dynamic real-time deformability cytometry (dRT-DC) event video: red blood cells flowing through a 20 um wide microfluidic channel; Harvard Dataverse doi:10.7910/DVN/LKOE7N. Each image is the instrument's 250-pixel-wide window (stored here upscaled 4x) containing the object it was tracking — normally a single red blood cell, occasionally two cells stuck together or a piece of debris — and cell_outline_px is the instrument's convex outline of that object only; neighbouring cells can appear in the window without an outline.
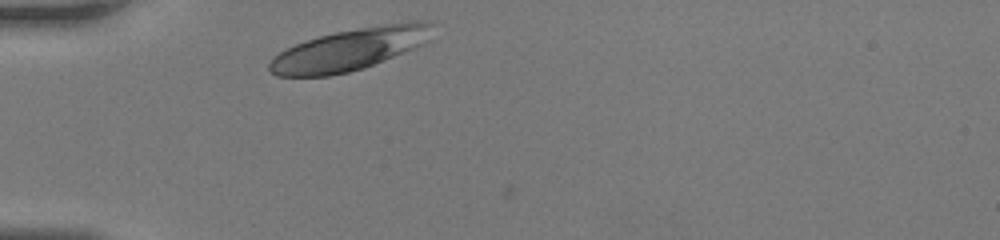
{"species": "human", "species_latin": "Homo sapiens", "temperature_condition": "room temperature", "stored_images_in_passage": 29, "camera_frame_rate_fps": 3000, "um_per_image_px": 0.085, "donor": {"sex": "female"}, "frame": {"image": 1, "passage_image": 1, "time_ms": 0.0, "image_size_px": [1000, 240], "cell_outline_px": [[432, 24], [424, 44], [364, 68], [348, 72], [328, 76], [276, 76], [268, 68], [268, 64], [280, 52], [296, 44], [320, 36], [336, 32], [384, 24], [416, 20], [428, 20]], "centroid_in_image_um": [29.72, 4.2], "position_along_channel_um": 55.3, "area_um2": 39.13}}
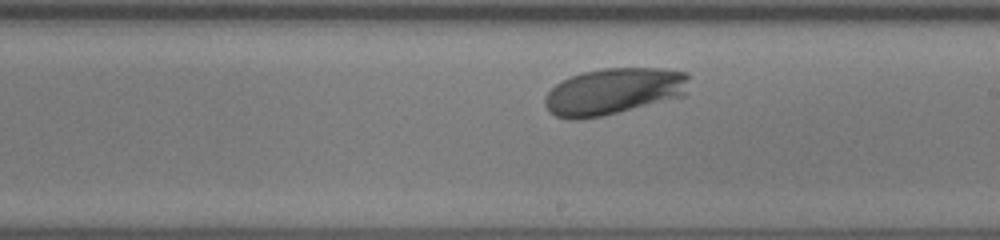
{"frame": {"image": 2, "passage_image": 17, "time_ms": 5.333, "image_size_px": [1000, 240], "cell_outline_px": [[688, 80], [684, 96], [604, 116], [580, 120], [568, 120], [556, 116], [548, 112], [544, 104], [544, 96], [556, 84], [572, 76], [584, 72], [604, 68], [660, 68], [688, 72]], "centroid_in_image_um": [52.14, 7.78], "position_along_channel_um": 236.9, "area_um2": 39.36}}
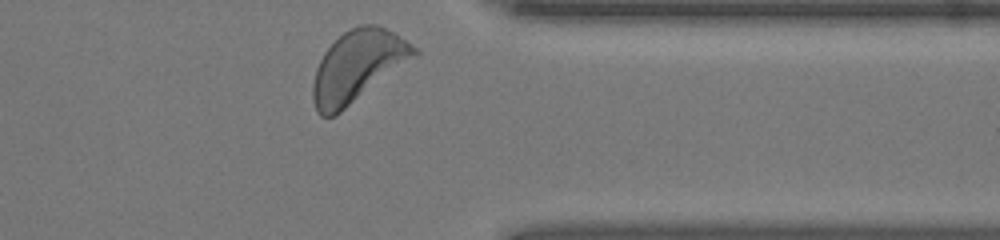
{"frame": {"image": 3, "passage_image": 29, "time_ms": 9.333, "image_size_px": [1000, 240], "cell_outline_px": [[420, 52], [336, 116], [320, 116], [316, 112], [312, 100], [312, 84], [316, 68], [324, 52], [344, 32], [360, 24], [376, 24], [396, 32], [416, 48]], "centroid_in_image_um": [30.37, 5.63], "position_along_channel_um": 381.0, "area_um2": 41.73}, "authors_computed_cell_mechanics": {"area_um2": 37.8012, "velocity_mm_per_s": 3.68, "shape_relaxation_time_tau1_ms": 1.4015, "shape_relaxation_time_tau2_ms": null, "deformation_change_tau1": 0.1064, "deformation_change_tau2": null}}